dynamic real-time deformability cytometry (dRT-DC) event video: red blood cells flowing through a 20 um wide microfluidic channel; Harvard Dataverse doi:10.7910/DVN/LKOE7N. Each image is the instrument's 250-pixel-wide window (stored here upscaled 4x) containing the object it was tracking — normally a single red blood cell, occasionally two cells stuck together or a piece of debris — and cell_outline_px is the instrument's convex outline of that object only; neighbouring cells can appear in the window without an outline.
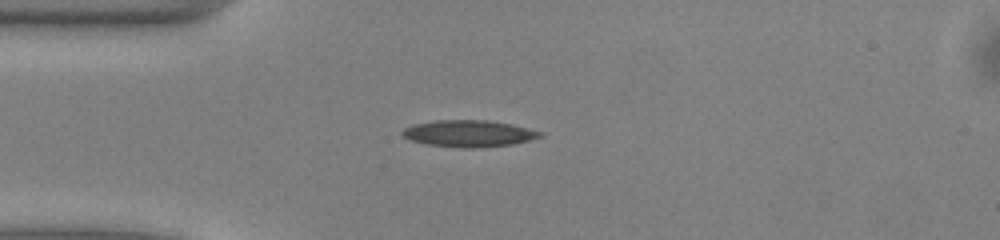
{"species": "common noctule bat (a hibernating species)", "species_latin": "Nyctalus noctula", "temperature_condition": "warm", "stored_images_in_passage": 38, "camera_frame_rate_fps": 3000, "um_per_image_px": 0.085, "animal": {"sex": "male", "body_mass_g": 13.0, "forearm_length_mm": 53.1}, "frame": {"image": 1, "passage_image": 1, "time_ms": 0.0, "image_size_px": [1000, 240], "cell_outline_px": [[544, 136], [512, 144], [476, 148], [464, 148], [424, 144], [408, 140], [400, 136], [400, 132], [404, 128], [412, 124], [436, 120], [488, 120], [512, 124], [544, 132]], "centroid_in_image_um": [39.8, 11.35], "position_along_channel_um": 45.2, "area_um2": 21.73}}
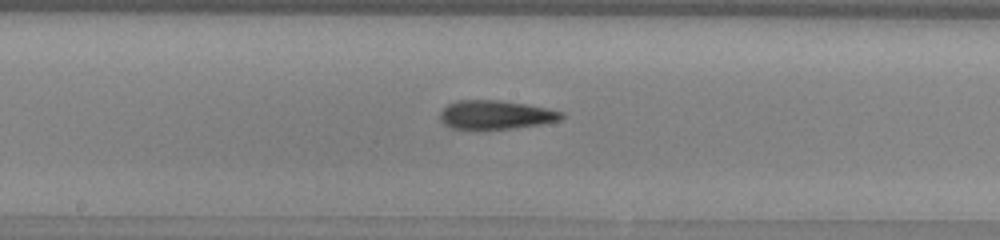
{"frame": {"image": 2, "passage_image": 14, "time_ms": 4.333, "image_size_px": [1000, 240], "cell_outline_px": [[564, 116], [560, 120], [540, 124], [512, 128], [476, 132], [452, 128], [444, 124], [440, 120], [440, 112], [448, 104], [456, 100], [500, 100], [524, 104], [564, 112]], "centroid_in_image_um": [42.06, 9.79], "position_along_channel_um": 206.1, "area_um2": 20.87}}
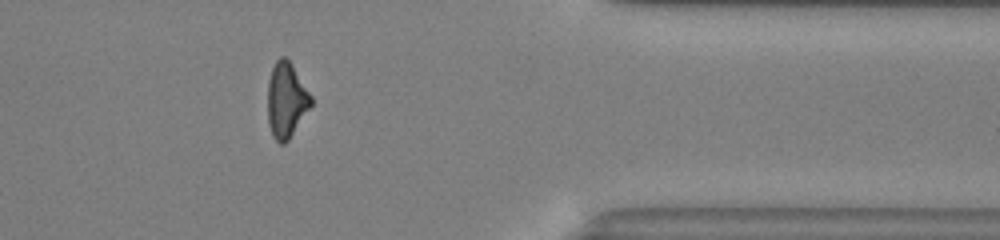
{"frame": {"image": 3, "passage_image": 29, "time_ms": 9.333, "image_size_px": [1000, 240], "cell_outline_px": [[312, 104], [288, 140], [284, 144], [280, 144], [272, 136], [268, 124], [268, 80], [272, 68], [276, 60], [280, 56], [284, 56], [292, 64], [312, 96]], "centroid_in_image_um": [24.32, 8.5], "position_along_channel_um": 387.1, "area_um2": 18.96}, "authors_computed_cell_mechanics": {"area_um2": 19.5364, "velocity_mm_per_s": 4.0619, "shape_relaxation_time_tau1_ms": 4.3986, "shape_relaxation_time_tau2_ms": 4.5979, "deformation_change_tau1": 0.1637, "deformation_change_tau2": 0.1412}}